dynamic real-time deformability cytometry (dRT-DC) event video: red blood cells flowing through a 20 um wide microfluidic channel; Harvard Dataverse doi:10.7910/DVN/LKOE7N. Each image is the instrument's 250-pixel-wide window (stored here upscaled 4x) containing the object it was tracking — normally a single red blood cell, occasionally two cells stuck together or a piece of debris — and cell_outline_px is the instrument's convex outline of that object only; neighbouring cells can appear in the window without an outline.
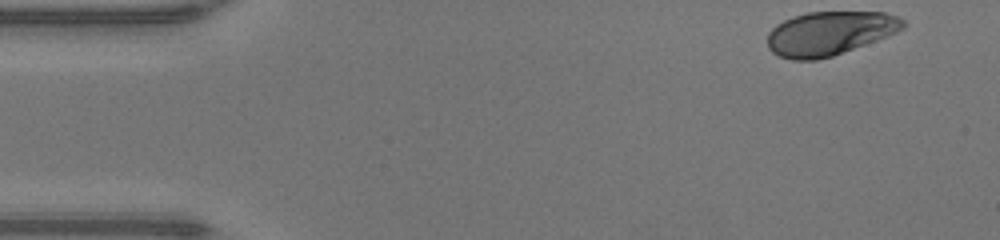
{"species": "human", "species_latin": "Homo sapiens", "temperature_condition": "warm", "stored_images_in_passage": 46, "camera_frame_rate_fps": 3000, "um_per_image_px": 0.085, "donor": {"sex": "male"}, "frame": {"image": 1, "passage_image": 1, "time_ms": 0.0, "image_size_px": [1000, 240], "cell_outline_px": [[908, 24], [904, 28], [888, 36], [832, 56], [816, 60], [792, 60], [780, 56], [772, 52], [768, 48], [768, 32], [776, 24], [792, 16], [808, 12], [884, 12], [896, 16], [904, 20]], "centroid_in_image_um": [70.51, 2.83], "position_along_channel_um": 14.5, "area_um2": 34.74}}
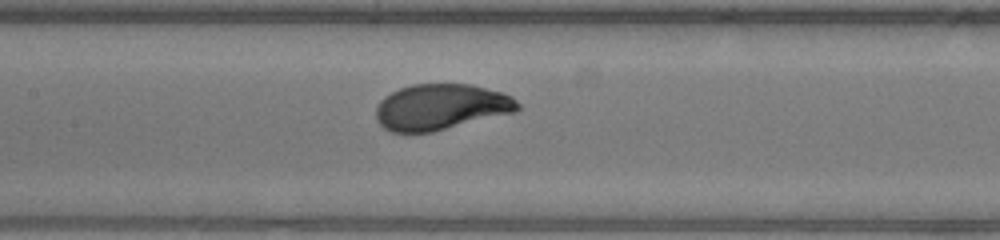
{"frame": {"image": 2, "passage_image": 20, "time_ms": 6.333, "image_size_px": [1000, 240], "cell_outline_px": [[520, 108], [516, 112], [432, 132], [392, 132], [384, 128], [376, 120], [376, 108], [380, 100], [384, 96], [400, 88], [412, 84], [472, 84], [500, 92], [512, 96], [520, 104]], "centroid_in_image_um": [37.48, 9.09], "position_along_channel_um": 169.9, "area_um2": 37.97}}
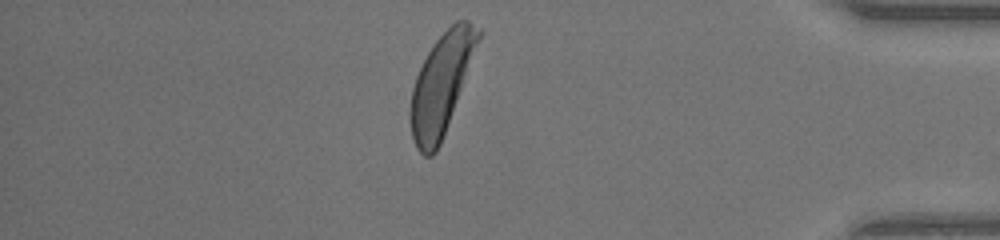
{"frame": {"image": 3, "passage_image": 39, "time_ms": 12.667, "image_size_px": [1000, 240], "cell_outline_px": [[484, 32], [440, 144], [436, 152], [432, 156], [424, 156], [416, 148], [412, 136], [408, 112], [412, 88], [416, 76], [432, 44], [456, 20], [468, 20], [480, 28]], "centroid_in_image_um": [37.52, 7.13], "position_along_channel_um": 397.7, "area_um2": 39.77}, "authors_computed_cell_mechanics": {"area_um2": 38.5526, "velocity_mm_per_s": 4.2309, "shape_relaxation_time_tau1_ms": 2.9869, "shape_relaxation_time_tau2_ms": null, "deformation_change_tau1": 0.196, "deformation_change_tau2": null}}